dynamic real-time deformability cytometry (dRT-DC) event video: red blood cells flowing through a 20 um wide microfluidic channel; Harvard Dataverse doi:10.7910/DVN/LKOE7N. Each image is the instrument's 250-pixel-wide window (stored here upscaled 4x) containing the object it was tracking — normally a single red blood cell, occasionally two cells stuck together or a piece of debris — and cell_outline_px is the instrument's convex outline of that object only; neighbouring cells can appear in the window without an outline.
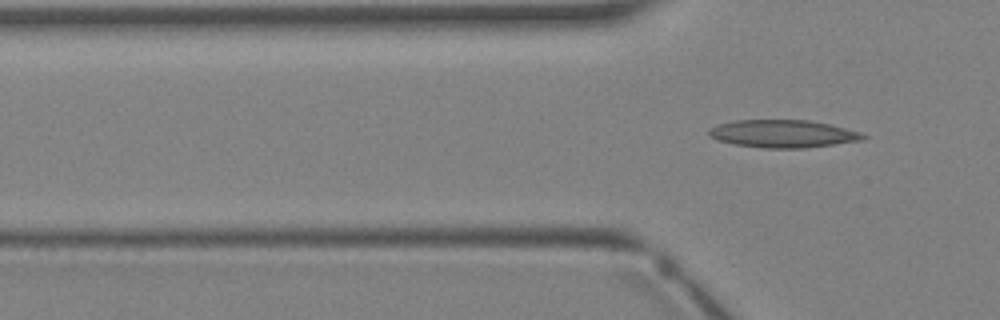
{"species": "Egyptian fruit bat (a non-hibernating species)", "species_latin": "Rousettus aegyptiacus", "temperature_condition": "warm", "stored_images_in_passage": 4, "camera_frame_rate_fps": 3000, "um_per_image_px": 0.085, "animal": {"sex": "female"}, "frame": {"image": 1, "passage_image": 4, "time_ms": 3.667, "image_size_px": [1000, 320], "cell_outline_px": [[868, 136], [864, 140], [804, 148], [764, 148], [736, 144], [716, 140], [708, 136], [708, 128], [716, 124], [736, 120], [808, 120], [832, 124], [860, 132]], "centroid_in_image_um": [66.54, 11.36], "position_along_channel_um": 59.3, "area_um2": 25.09}}